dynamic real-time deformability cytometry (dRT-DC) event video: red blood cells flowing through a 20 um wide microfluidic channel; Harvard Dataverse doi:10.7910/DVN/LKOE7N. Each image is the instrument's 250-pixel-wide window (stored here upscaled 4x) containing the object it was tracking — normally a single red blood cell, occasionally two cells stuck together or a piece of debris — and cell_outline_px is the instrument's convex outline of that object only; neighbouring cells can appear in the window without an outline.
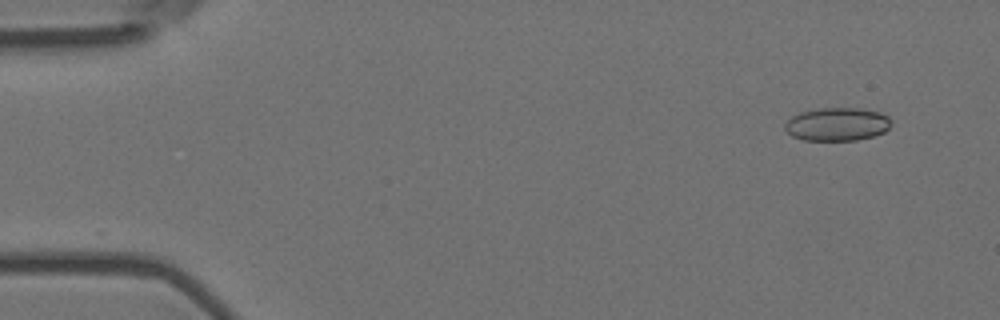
{"species": "Egyptian fruit bat (a non-hibernating species)", "species_latin": "Rousettus aegyptiacus", "temperature_condition": "room temperature", "stored_images_in_passage": 6, "camera_frame_rate_fps": 3000, "um_per_image_px": 0.085, "animal": {"sex": "female"}, "frame": {"image": 1, "passage_image": 2, "time_ms": 0.333, "image_size_px": [1000, 320], "cell_outline_px": [[892, 124], [884, 132], [872, 136], [856, 140], [804, 140], [792, 136], [784, 128], [784, 124], [792, 116], [800, 112], [820, 108], [860, 108], [880, 112], [888, 116], [892, 120]], "centroid_in_image_um": [71.17, 10.55], "position_along_channel_um": 13.8, "area_um2": 20.63}}
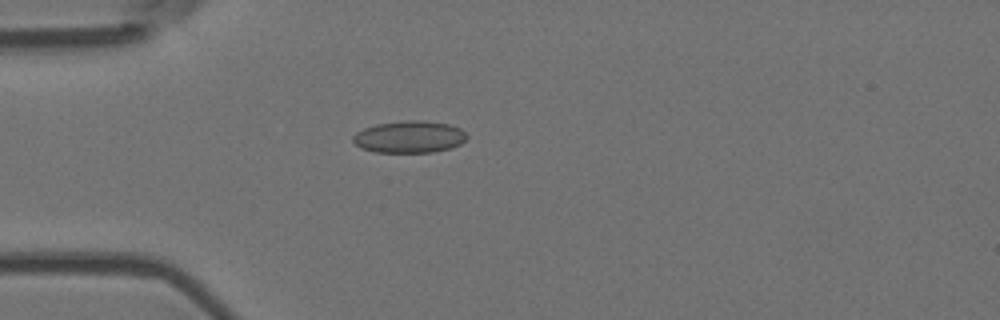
{"frame": {"image": 2, "passage_image": 5, "time_ms": 1.333, "image_size_px": [1000, 320], "cell_outline_px": [[468, 136], [460, 144], [452, 148], [432, 152], [372, 152], [360, 148], [352, 140], [352, 136], [356, 132], [364, 128], [376, 124], [404, 120], [424, 120], [448, 124], [460, 128]], "centroid_in_image_um": [34.77, 11.63], "position_along_channel_um": 50.2, "area_um2": 21.39}}